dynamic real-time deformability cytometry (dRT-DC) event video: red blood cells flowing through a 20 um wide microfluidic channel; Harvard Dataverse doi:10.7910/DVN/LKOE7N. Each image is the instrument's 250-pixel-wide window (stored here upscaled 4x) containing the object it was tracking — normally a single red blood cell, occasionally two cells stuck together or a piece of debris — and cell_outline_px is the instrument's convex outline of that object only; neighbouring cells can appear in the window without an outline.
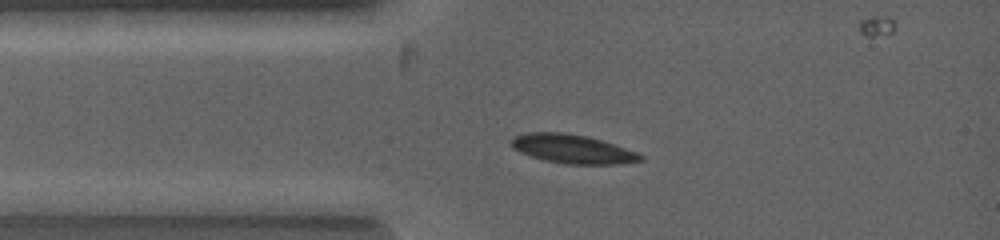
{"species": "common noctule bat (a hibernating species)", "species_latin": "Nyctalus noctula", "temperature_condition": "warm", "stored_images_in_passage": 10, "camera_frame_rate_fps": 5000, "um_per_image_px": 0.085, "animal": {"sex": "female", "body_mass_g": 19.0, "forearm_length_mm": 53.3}, "frame": {"image": 1, "passage_image": 3, "time_ms": 0.4, "image_size_px": [1000, 240], "cell_outline_px": [[644, 160], [620, 164], [564, 164], [544, 160], [520, 152], [512, 148], [508, 144], [516, 136], [524, 132], [564, 132], [588, 136], [636, 152], [644, 156]], "centroid_in_image_um": [48.63, 12.66], "position_along_channel_um": 36.4, "area_um2": 21.73}}
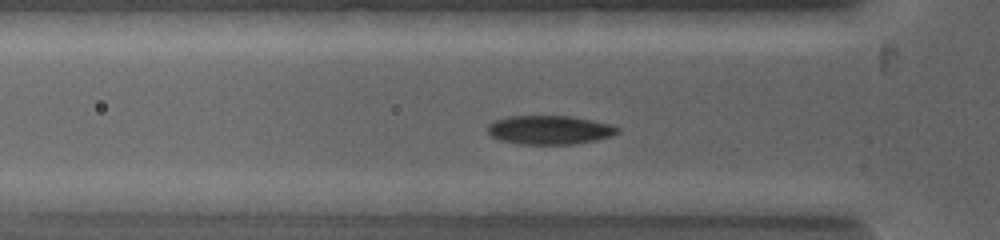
{"frame": {"image": 2, "passage_image": 6, "time_ms": 1.2, "image_size_px": [1000, 240], "cell_outline_px": [[620, 132], [612, 136], [596, 140], [572, 144], [520, 144], [500, 140], [492, 136], [488, 132], [488, 124], [496, 120], [508, 116], [572, 116], [612, 124], [620, 128]], "centroid_in_image_um": [46.75, 11.04], "position_along_channel_um": 79.0, "area_um2": 21.91}}